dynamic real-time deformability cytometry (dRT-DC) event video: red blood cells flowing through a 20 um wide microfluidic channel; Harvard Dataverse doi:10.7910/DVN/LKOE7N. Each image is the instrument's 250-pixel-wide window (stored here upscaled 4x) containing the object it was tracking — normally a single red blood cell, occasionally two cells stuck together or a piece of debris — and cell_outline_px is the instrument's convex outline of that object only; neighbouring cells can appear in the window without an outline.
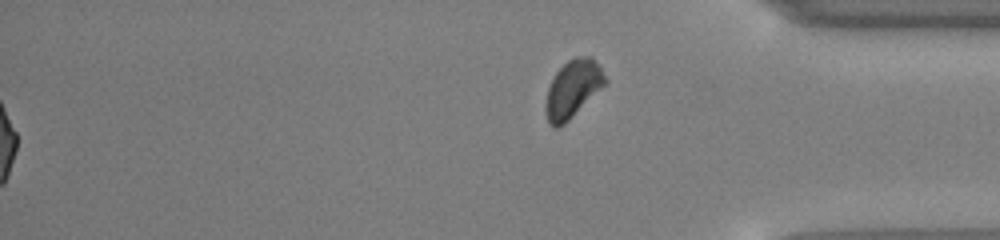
{"species": "common noctule bat (a hibernating species)", "species_latin": "Nyctalus noctula", "temperature_condition": "cold", "stored_images_in_passage": 55, "segment_of_instrument_passage": [2, 2], "camera_frame_rate_fps": 3000, "um_per_image_px": 0.085, "animal": {"sex": "male", "body_mass_g": 13.0, "forearm_length_mm": 53.1}, "frame": {"image": 1, "passage_image": 55, "time_ms": 18.0, "image_size_px": [1000, 240], "cell_outline_px": [[608, 84], [564, 124], [556, 128], [552, 128], [548, 120], [544, 108], [548, 88], [556, 72], [568, 60], [576, 56], [592, 56], [608, 80]], "centroid_in_image_um": [48.71, 7.56], "position_along_channel_um": 386.5, "area_um2": 20.06}}